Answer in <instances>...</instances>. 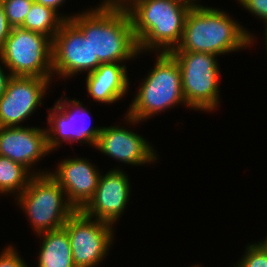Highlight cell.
<instances>
[{"label":"cell","instance_id":"cell-1","mask_svg":"<svg viewBox=\"0 0 267 267\" xmlns=\"http://www.w3.org/2000/svg\"><path fill=\"white\" fill-rule=\"evenodd\" d=\"M88 10L74 14L70 20L89 38L93 60H99L101 64L123 63L140 54L126 8Z\"/></svg>","mask_w":267,"mask_h":267},{"label":"cell","instance_id":"cell-2","mask_svg":"<svg viewBox=\"0 0 267 267\" xmlns=\"http://www.w3.org/2000/svg\"><path fill=\"white\" fill-rule=\"evenodd\" d=\"M253 38L255 36L226 12L201 6L188 11L181 42L172 51L204 52L219 56L246 49L253 44Z\"/></svg>","mask_w":267,"mask_h":267},{"label":"cell","instance_id":"cell-3","mask_svg":"<svg viewBox=\"0 0 267 267\" xmlns=\"http://www.w3.org/2000/svg\"><path fill=\"white\" fill-rule=\"evenodd\" d=\"M139 53H169L180 44L190 7L175 0H134L127 8Z\"/></svg>","mask_w":267,"mask_h":267},{"label":"cell","instance_id":"cell-4","mask_svg":"<svg viewBox=\"0 0 267 267\" xmlns=\"http://www.w3.org/2000/svg\"><path fill=\"white\" fill-rule=\"evenodd\" d=\"M146 76L125 115L128 123L136 125L178 103L186 106L180 67L170 53L159 52L153 69Z\"/></svg>","mask_w":267,"mask_h":267},{"label":"cell","instance_id":"cell-5","mask_svg":"<svg viewBox=\"0 0 267 267\" xmlns=\"http://www.w3.org/2000/svg\"><path fill=\"white\" fill-rule=\"evenodd\" d=\"M15 200H18L37 235L62 228L76 211L63 188L49 173L33 175Z\"/></svg>","mask_w":267,"mask_h":267},{"label":"cell","instance_id":"cell-6","mask_svg":"<svg viewBox=\"0 0 267 267\" xmlns=\"http://www.w3.org/2000/svg\"><path fill=\"white\" fill-rule=\"evenodd\" d=\"M169 53L180 67L182 92L187 108L208 113L216 110L220 103V67L217 55L191 51Z\"/></svg>","mask_w":267,"mask_h":267},{"label":"cell","instance_id":"cell-7","mask_svg":"<svg viewBox=\"0 0 267 267\" xmlns=\"http://www.w3.org/2000/svg\"><path fill=\"white\" fill-rule=\"evenodd\" d=\"M52 47L50 37L13 27L0 48L1 63L12 76L52 78Z\"/></svg>","mask_w":267,"mask_h":267},{"label":"cell","instance_id":"cell-8","mask_svg":"<svg viewBox=\"0 0 267 267\" xmlns=\"http://www.w3.org/2000/svg\"><path fill=\"white\" fill-rule=\"evenodd\" d=\"M63 227L68 233L76 267H95L105 259L114 240L112 227L115 226L75 211Z\"/></svg>","mask_w":267,"mask_h":267},{"label":"cell","instance_id":"cell-9","mask_svg":"<svg viewBox=\"0 0 267 267\" xmlns=\"http://www.w3.org/2000/svg\"><path fill=\"white\" fill-rule=\"evenodd\" d=\"M48 110L50 128L45 130L50 152L54 149L58 150L57 147L67 141L71 144L77 141L88 143L95 147L102 127H91V122L90 125L88 124L86 117L90 116V113L87 107H83L82 102L76 99L70 100L67 97L60 98L55 102L54 108L51 107Z\"/></svg>","mask_w":267,"mask_h":267},{"label":"cell","instance_id":"cell-10","mask_svg":"<svg viewBox=\"0 0 267 267\" xmlns=\"http://www.w3.org/2000/svg\"><path fill=\"white\" fill-rule=\"evenodd\" d=\"M101 63L93 60L89 38L71 21L65 20L53 39L52 69L60 78L95 71Z\"/></svg>","mask_w":267,"mask_h":267},{"label":"cell","instance_id":"cell-11","mask_svg":"<svg viewBox=\"0 0 267 267\" xmlns=\"http://www.w3.org/2000/svg\"><path fill=\"white\" fill-rule=\"evenodd\" d=\"M52 78L13 76L0 97V127H18L42 104Z\"/></svg>","mask_w":267,"mask_h":267},{"label":"cell","instance_id":"cell-12","mask_svg":"<svg viewBox=\"0 0 267 267\" xmlns=\"http://www.w3.org/2000/svg\"><path fill=\"white\" fill-rule=\"evenodd\" d=\"M130 190L127 174L113 168L100 175L94 196L81 211L88 217L114 224L128 204Z\"/></svg>","mask_w":267,"mask_h":267},{"label":"cell","instance_id":"cell-13","mask_svg":"<svg viewBox=\"0 0 267 267\" xmlns=\"http://www.w3.org/2000/svg\"><path fill=\"white\" fill-rule=\"evenodd\" d=\"M49 152L45 129L33 126L0 127V155L20 163L33 175L49 173L47 170L32 171V165L35 166Z\"/></svg>","mask_w":267,"mask_h":267},{"label":"cell","instance_id":"cell-14","mask_svg":"<svg viewBox=\"0 0 267 267\" xmlns=\"http://www.w3.org/2000/svg\"><path fill=\"white\" fill-rule=\"evenodd\" d=\"M55 170L49 174L63 188L69 203L76 211H81L95 194L100 171L81 157L63 159Z\"/></svg>","mask_w":267,"mask_h":267},{"label":"cell","instance_id":"cell-15","mask_svg":"<svg viewBox=\"0 0 267 267\" xmlns=\"http://www.w3.org/2000/svg\"><path fill=\"white\" fill-rule=\"evenodd\" d=\"M152 147L143 136L114 125L102 127L95 145L103 154L134 166L156 162L158 156Z\"/></svg>","mask_w":267,"mask_h":267},{"label":"cell","instance_id":"cell-16","mask_svg":"<svg viewBox=\"0 0 267 267\" xmlns=\"http://www.w3.org/2000/svg\"><path fill=\"white\" fill-rule=\"evenodd\" d=\"M127 67L120 63H102L87 73L86 89L97 102L111 104L120 100L129 90Z\"/></svg>","mask_w":267,"mask_h":267},{"label":"cell","instance_id":"cell-17","mask_svg":"<svg viewBox=\"0 0 267 267\" xmlns=\"http://www.w3.org/2000/svg\"><path fill=\"white\" fill-rule=\"evenodd\" d=\"M40 246L37 267H76L68 233L64 227L40 233Z\"/></svg>","mask_w":267,"mask_h":267},{"label":"cell","instance_id":"cell-18","mask_svg":"<svg viewBox=\"0 0 267 267\" xmlns=\"http://www.w3.org/2000/svg\"><path fill=\"white\" fill-rule=\"evenodd\" d=\"M62 16L63 14L60 15L53 9L34 1L21 28L44 34L53 40L61 24L72 17V15Z\"/></svg>","mask_w":267,"mask_h":267},{"label":"cell","instance_id":"cell-19","mask_svg":"<svg viewBox=\"0 0 267 267\" xmlns=\"http://www.w3.org/2000/svg\"><path fill=\"white\" fill-rule=\"evenodd\" d=\"M32 176L33 173L20 163L0 155V194L20 195L28 186Z\"/></svg>","mask_w":267,"mask_h":267},{"label":"cell","instance_id":"cell-20","mask_svg":"<svg viewBox=\"0 0 267 267\" xmlns=\"http://www.w3.org/2000/svg\"><path fill=\"white\" fill-rule=\"evenodd\" d=\"M33 2L34 0H4L2 2L7 22L11 28L23 25Z\"/></svg>","mask_w":267,"mask_h":267},{"label":"cell","instance_id":"cell-21","mask_svg":"<svg viewBox=\"0 0 267 267\" xmlns=\"http://www.w3.org/2000/svg\"><path fill=\"white\" fill-rule=\"evenodd\" d=\"M247 250V251H246ZM234 267H267V254L256 243L249 244Z\"/></svg>","mask_w":267,"mask_h":267},{"label":"cell","instance_id":"cell-22","mask_svg":"<svg viewBox=\"0 0 267 267\" xmlns=\"http://www.w3.org/2000/svg\"><path fill=\"white\" fill-rule=\"evenodd\" d=\"M16 251L15 247L10 245L4 248L0 255V267H28L21 255Z\"/></svg>","mask_w":267,"mask_h":267},{"label":"cell","instance_id":"cell-23","mask_svg":"<svg viewBox=\"0 0 267 267\" xmlns=\"http://www.w3.org/2000/svg\"><path fill=\"white\" fill-rule=\"evenodd\" d=\"M244 9L251 14L263 19L267 27V0H237Z\"/></svg>","mask_w":267,"mask_h":267},{"label":"cell","instance_id":"cell-24","mask_svg":"<svg viewBox=\"0 0 267 267\" xmlns=\"http://www.w3.org/2000/svg\"><path fill=\"white\" fill-rule=\"evenodd\" d=\"M10 30L11 27L7 22L3 3L0 2V48L3 46L5 40L9 36Z\"/></svg>","mask_w":267,"mask_h":267},{"label":"cell","instance_id":"cell-25","mask_svg":"<svg viewBox=\"0 0 267 267\" xmlns=\"http://www.w3.org/2000/svg\"><path fill=\"white\" fill-rule=\"evenodd\" d=\"M134 0H103L99 7L127 8Z\"/></svg>","mask_w":267,"mask_h":267},{"label":"cell","instance_id":"cell-26","mask_svg":"<svg viewBox=\"0 0 267 267\" xmlns=\"http://www.w3.org/2000/svg\"><path fill=\"white\" fill-rule=\"evenodd\" d=\"M4 72H5V70L0 65V97L5 93L7 86H8V83H9L10 79L13 77L10 72H8V73H4Z\"/></svg>","mask_w":267,"mask_h":267},{"label":"cell","instance_id":"cell-27","mask_svg":"<svg viewBox=\"0 0 267 267\" xmlns=\"http://www.w3.org/2000/svg\"><path fill=\"white\" fill-rule=\"evenodd\" d=\"M35 2L47 6L54 11H58L60 6H62L63 3H65V0H34Z\"/></svg>","mask_w":267,"mask_h":267},{"label":"cell","instance_id":"cell-28","mask_svg":"<svg viewBox=\"0 0 267 267\" xmlns=\"http://www.w3.org/2000/svg\"><path fill=\"white\" fill-rule=\"evenodd\" d=\"M175 1H178L190 8H196V7H201L203 5H198V3L196 2V0H175ZM196 2V3H195Z\"/></svg>","mask_w":267,"mask_h":267},{"label":"cell","instance_id":"cell-29","mask_svg":"<svg viewBox=\"0 0 267 267\" xmlns=\"http://www.w3.org/2000/svg\"><path fill=\"white\" fill-rule=\"evenodd\" d=\"M258 246L262 248V250L267 254V237L264 241L256 242Z\"/></svg>","mask_w":267,"mask_h":267},{"label":"cell","instance_id":"cell-30","mask_svg":"<svg viewBox=\"0 0 267 267\" xmlns=\"http://www.w3.org/2000/svg\"><path fill=\"white\" fill-rule=\"evenodd\" d=\"M265 28V41H266V43H265V47H266V50H267V27H264Z\"/></svg>","mask_w":267,"mask_h":267}]
</instances>
